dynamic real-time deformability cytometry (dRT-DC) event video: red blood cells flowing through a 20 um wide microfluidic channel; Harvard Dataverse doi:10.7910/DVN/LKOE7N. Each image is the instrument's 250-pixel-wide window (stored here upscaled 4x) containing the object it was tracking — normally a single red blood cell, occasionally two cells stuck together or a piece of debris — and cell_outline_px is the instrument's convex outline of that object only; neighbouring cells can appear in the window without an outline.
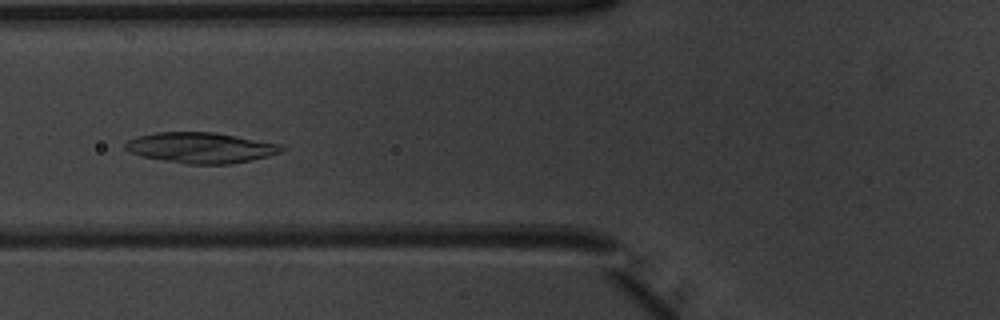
{"species": "common noctule bat (a hibernating species)", "species_latin": "Nyctalus noctula", "temperature_condition": "warm", "stored_images_in_passage": 52, "camera_frame_rate_fps": 3000, "um_per_image_px": 0.085, "animal": {"sex": "male", "body_mass_g": 20.1, "forearm_length_mm": 53.5}, "frame": {"image": 1, "passage_image": 21, "time_ms": 6.667, "image_size_px": [1000, 320], "cell_outline_px": [[284, 148], [280, 152], [268, 156], [252, 160], [232, 164], [188, 164], [140, 156], [124, 148], [124, 144], [128, 140], [136, 136], [156, 132], [216, 132], [284, 144]], "centroid_in_image_um": [17.1, 12.55], "position_along_channel_um": 108.7, "area_um2": 28.09}}
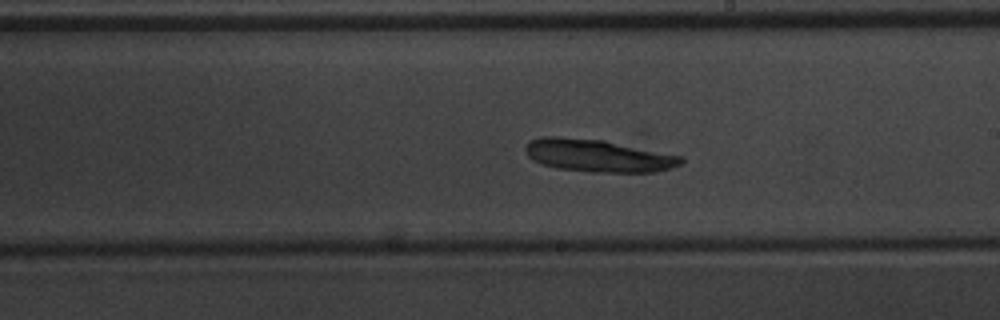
{"frame": {"image": 2, "passage_image": 31, "time_ms": 10.0, "image_size_px": [1000, 320], "cell_outline_px": [[684, 164], [672, 168], [656, 172], [588, 172], [556, 168], [540, 164], [532, 160], [524, 152], [524, 148], [532, 140], [540, 136], [560, 136], [604, 140], [684, 156]], "centroid_in_image_um": [50.85, 13.23], "position_along_channel_um": 238.1, "area_um2": 30.06}}
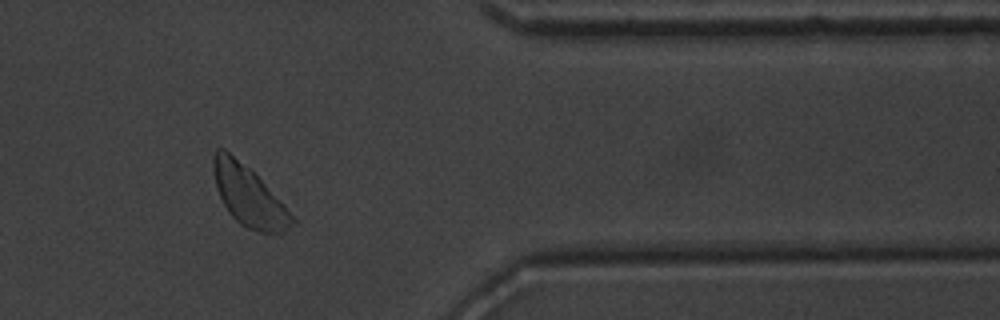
{"frame": {"image": 3, "passage_image": 44, "time_ms": 14.333, "image_size_px": [1000, 320], "cell_outline_px": [[300, 220], [296, 224], [280, 236], [260, 232], [248, 228], [240, 224], [228, 212], [216, 188], [212, 168], [212, 160], [216, 148], [224, 148], [248, 168]], "centroid_in_image_um": [21.21, 16.73], "position_along_channel_um": 390.2, "area_um2": 27.92}}